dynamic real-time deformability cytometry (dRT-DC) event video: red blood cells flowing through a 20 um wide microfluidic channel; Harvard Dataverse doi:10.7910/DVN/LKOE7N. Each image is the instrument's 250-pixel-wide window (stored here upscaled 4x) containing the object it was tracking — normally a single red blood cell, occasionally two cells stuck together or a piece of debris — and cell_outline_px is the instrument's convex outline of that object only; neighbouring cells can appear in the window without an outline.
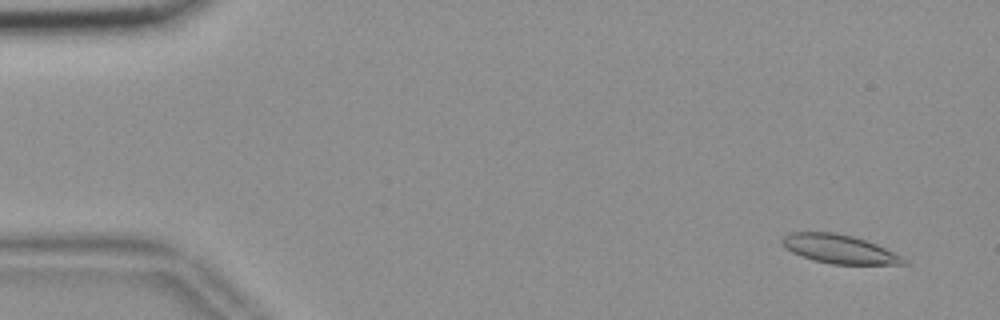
{"species": "common noctule bat (a hibernating species)", "species_latin": "Nyctalus noctula", "temperature_condition": "room temperature", "stored_images_in_passage": 12, "camera_frame_rate_fps": 3000, "um_per_image_px": 0.085, "animal": {"sex": "female", "body_mass_g": 18.4}, "frame": {"image": 1, "passage_image": 1, "time_ms": 0.0, "image_size_px": [1000, 320], "cell_outline_px": [[908, 264], [832, 264], [812, 260], [800, 256], [792, 252], [780, 240], [788, 232], [832, 232], [852, 236], [876, 244], [900, 256]], "centroid_in_image_um": [71.28, 21.16], "position_along_channel_um": 13.7, "area_um2": 20.0}}